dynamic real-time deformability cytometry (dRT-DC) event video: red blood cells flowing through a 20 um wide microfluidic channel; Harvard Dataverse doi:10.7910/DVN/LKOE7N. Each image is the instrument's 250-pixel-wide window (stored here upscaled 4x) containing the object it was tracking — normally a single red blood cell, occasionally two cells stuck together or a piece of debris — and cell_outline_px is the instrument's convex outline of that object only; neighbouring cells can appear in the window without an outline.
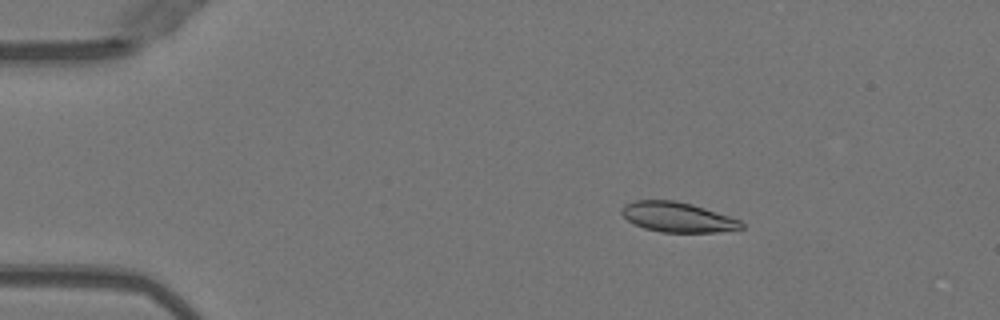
{"species": "Egyptian fruit bat (a non-hibernating species)", "species_latin": "Rousettus aegyptiacus", "temperature_condition": "warm", "stored_images_in_passage": 50, "camera_frame_rate_fps": 3000, "um_per_image_px": 0.085, "animal": {"sex": "female"}, "frame": {"image": 1, "passage_image": 8, "time_ms": 2.333, "image_size_px": [1000, 320], "cell_outline_px": [[744, 228], [716, 232], [660, 232], [644, 228], [632, 224], [620, 212], [620, 208], [624, 204], [636, 200], [676, 200], [692, 204], [740, 220], [744, 224]], "centroid_in_image_um": [57.54, 18.45], "position_along_channel_um": 27.5, "area_um2": 20.92}}
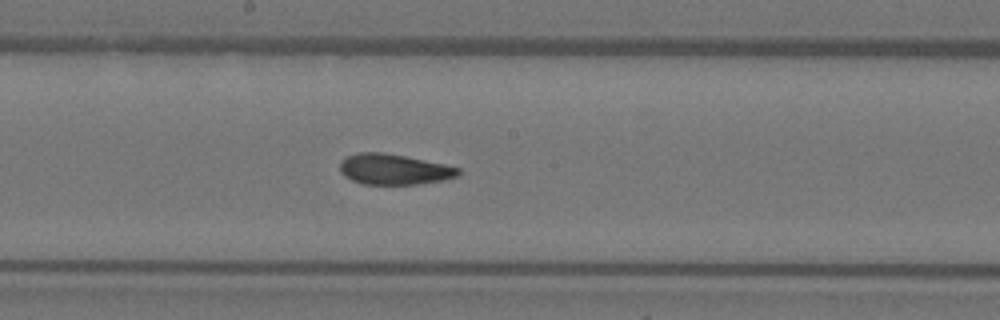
{"frame": {"image": 2, "passage_image": 27, "time_ms": 8.667, "image_size_px": [1000, 320], "cell_outline_px": [[460, 172], [456, 176], [444, 180], [416, 184], [364, 184], [352, 180], [344, 176], [340, 172], [340, 160], [356, 152], [384, 152], [444, 164], [460, 168]], "centroid_in_image_um": [33.45, 14.38], "position_along_channel_um": 214.8, "area_um2": 21.04}}
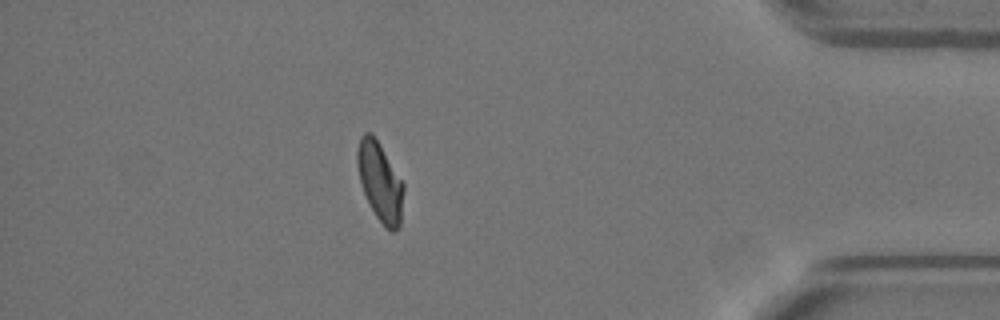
{"frame": {"image": 3, "passage_image": 44, "time_ms": 14.333, "image_size_px": [1000, 320], "cell_outline_px": [[404, 188], [400, 228], [392, 232], [376, 216], [364, 192], [360, 180], [356, 164], [356, 152], [360, 136], [364, 132], [372, 132], [380, 144], [404, 184]], "centroid_in_image_um": [32.3, 15.41], "position_along_channel_um": 402.9, "area_um2": 21.15}, "authors_computed_cell_mechanics": {"area_um2": 21.386, "velocity_mm_per_s": 4.0328, "shape_relaxation_time_tau1_ms": 5.4232, "shape_relaxation_time_tau2_ms": 1.3162, "deformation_change_tau1": 0.198, "deformation_change_tau2": 0.0756}}